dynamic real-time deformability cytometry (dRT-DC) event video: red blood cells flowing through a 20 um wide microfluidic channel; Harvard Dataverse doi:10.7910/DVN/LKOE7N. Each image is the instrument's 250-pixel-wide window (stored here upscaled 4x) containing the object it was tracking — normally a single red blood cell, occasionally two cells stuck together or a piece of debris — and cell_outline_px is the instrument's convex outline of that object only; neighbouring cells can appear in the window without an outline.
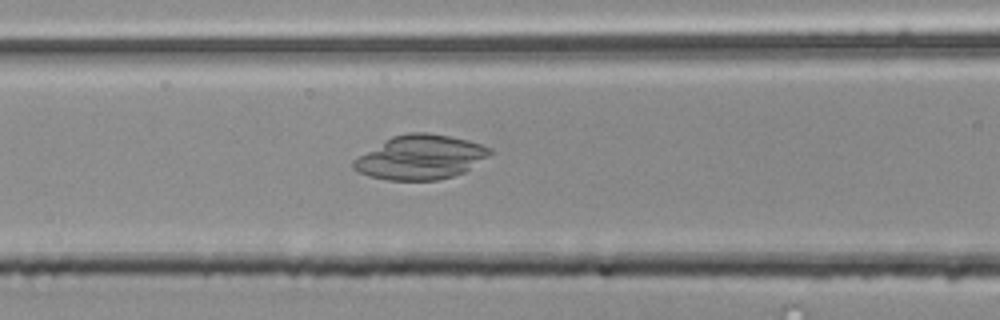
{"species": "common noctule bat (a hibernating species)", "species_latin": "Nyctalus noctula", "temperature_condition": "room temperature", "stored_images_in_passage": 53, "camera_frame_rate_fps": 3000, "um_per_image_px": 0.085, "animal": {"sex": "male", "body_mass_g": 20.4}, "frame": {"image": 1, "passage_image": 21, "time_ms": 6.667, "image_size_px": [1000, 320], "cell_outline_px": [[492, 152], [488, 156], [464, 172], [452, 176], [436, 180], [388, 180], [368, 176], [352, 168], [352, 160], [392, 136], [408, 132], [428, 132], [468, 140], [492, 148]], "centroid_in_image_um": [35.72, 13.36], "position_along_channel_um": 130.9, "area_um2": 34.97}}
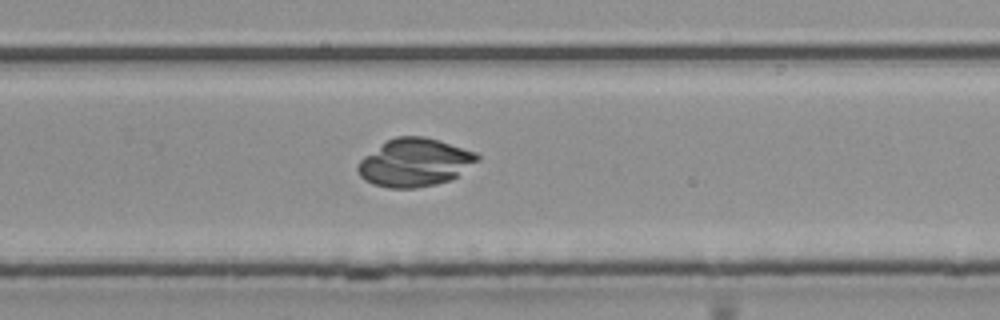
{"frame": {"image": 2, "passage_image": 34, "time_ms": 11.0, "image_size_px": [1000, 320], "cell_outline_px": [[480, 160], [452, 180], [436, 184], [412, 188], [388, 188], [372, 184], [364, 180], [360, 176], [356, 168], [360, 160], [364, 156], [388, 140], [396, 136], [424, 136], [476, 152], [480, 156]], "centroid_in_image_um": [35.25, 13.83], "position_along_channel_um": 294.5, "area_um2": 33.41}}
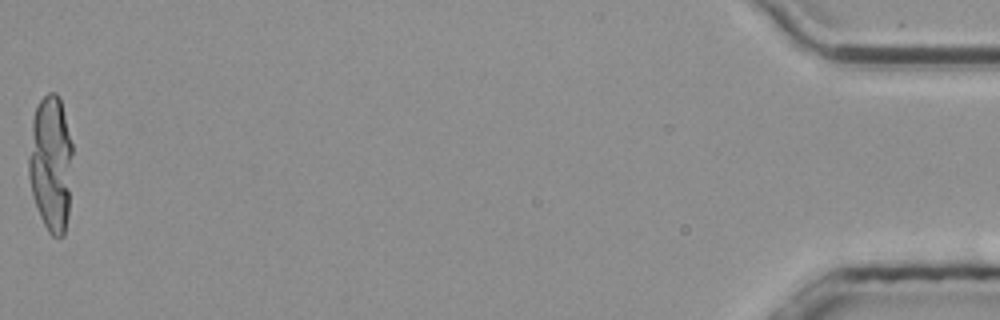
{"frame": {"image": 3, "passage_image": 53, "time_ms": 17.333, "image_size_px": [1000, 320], "cell_outline_px": [[72, 152], [68, 216], [64, 236], [52, 236], [48, 232], [40, 216], [32, 196], [28, 176], [28, 160], [32, 120], [36, 108], [40, 100], [48, 92], [56, 92], [60, 96], [72, 144]], "centroid_in_image_um": [4.31, 13.89], "position_along_channel_um": 430.9, "area_um2": 34.97}}